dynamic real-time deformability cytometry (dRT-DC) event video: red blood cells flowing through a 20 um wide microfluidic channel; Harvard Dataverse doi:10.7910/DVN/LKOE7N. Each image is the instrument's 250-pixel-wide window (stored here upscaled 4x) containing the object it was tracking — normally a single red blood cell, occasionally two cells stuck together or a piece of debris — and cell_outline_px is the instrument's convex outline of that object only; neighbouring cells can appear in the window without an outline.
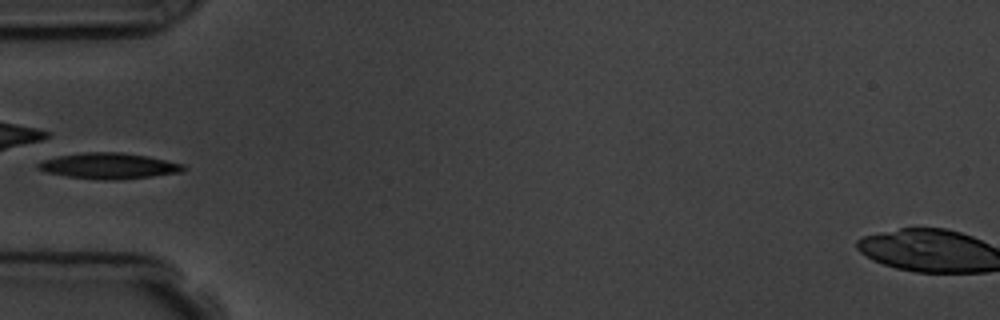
{"species": "common noctule bat (a hibernating species)", "species_latin": "Nyctalus noctula", "temperature_condition": "room temperature", "stored_images_in_passage": 4, "camera_frame_rate_fps": 3000, "um_per_image_px": 0.085, "animal": {"sex": "male", "body_mass_g": 19.5, "forearm_length_mm": 54.6}, "frame": {"image": 1, "passage_image": 4, "time_ms": 3.333, "image_size_px": [1000, 320], "cell_outline_px": [[188, 168], [184, 172], [152, 176], [116, 180], [104, 180], [68, 176], [48, 172], [36, 168], [36, 164], [44, 160], [56, 156], [84, 152], [120, 152], [148, 156], [184, 164]], "centroid_in_image_um": [9.3, 14.09], "position_along_channel_um": 75.7, "area_um2": 21.91}}